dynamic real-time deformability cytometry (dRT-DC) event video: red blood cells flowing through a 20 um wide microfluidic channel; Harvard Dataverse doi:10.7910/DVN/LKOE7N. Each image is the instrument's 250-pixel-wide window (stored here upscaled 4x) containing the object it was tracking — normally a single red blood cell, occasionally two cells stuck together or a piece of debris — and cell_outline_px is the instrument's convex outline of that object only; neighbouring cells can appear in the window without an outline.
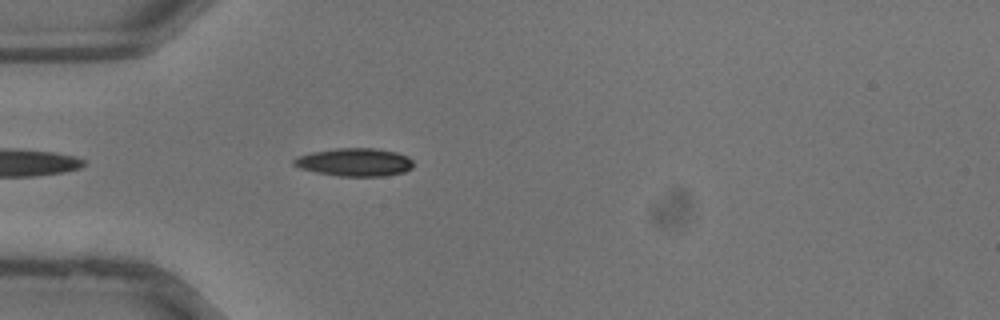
{"species": "common noctule bat (a hibernating species)", "species_latin": "Nyctalus noctula", "temperature_condition": "warm", "stored_images_in_passage": 10, "camera_frame_rate_fps": 3000, "um_per_image_px": 0.085, "animal": {"sex": "male", "body_mass_g": 13.3}, "frame": {"image": 1, "passage_image": 2, "time_ms": 0.333, "image_size_px": [1000, 320], "cell_outline_px": [[412, 168], [404, 172], [384, 176], [340, 176], [316, 172], [300, 168], [292, 164], [292, 160], [296, 156], [312, 152], [336, 148], [376, 148], [396, 152], [408, 156], [412, 160]], "centroid_in_image_um": [30.13, 13.78], "position_along_channel_um": 54.9, "area_um2": 19.59}}
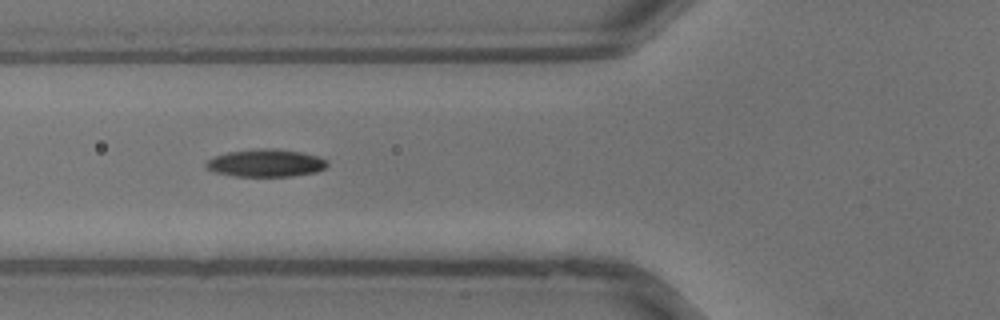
{"frame": {"image": 2, "passage_image": 5, "time_ms": 1.333, "image_size_px": [1000, 320], "cell_outline_px": [[328, 164], [324, 168], [316, 172], [292, 176], [236, 176], [216, 172], [208, 168], [204, 164], [208, 160], [216, 156], [228, 152], [256, 148], [272, 148], [300, 152], [316, 156], [328, 160]], "centroid_in_image_um": [22.61, 13.85], "position_along_channel_um": 103.2, "area_um2": 19.31}}